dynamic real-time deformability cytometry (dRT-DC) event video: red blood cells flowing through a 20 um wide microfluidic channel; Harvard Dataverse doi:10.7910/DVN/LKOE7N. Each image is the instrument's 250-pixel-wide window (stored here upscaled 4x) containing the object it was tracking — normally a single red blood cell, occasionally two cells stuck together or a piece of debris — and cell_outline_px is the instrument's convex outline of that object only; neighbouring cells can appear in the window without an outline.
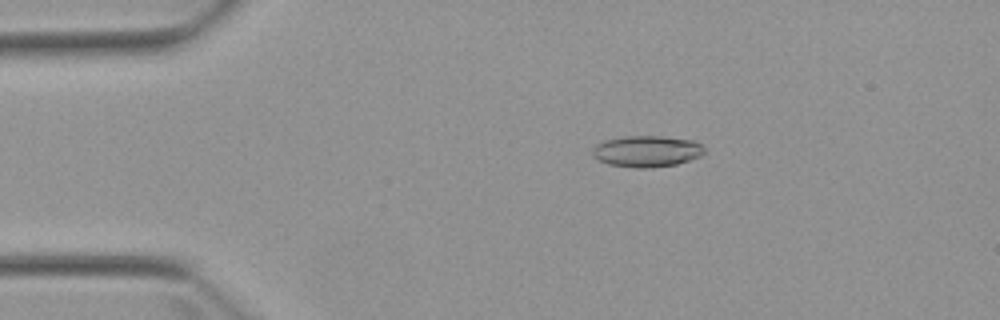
{"species": "Egyptian fruit bat (a non-hibernating species)", "species_latin": "Rousettus aegyptiacus", "temperature_condition": "warm", "stored_images_in_passage": 5, "camera_frame_rate_fps": 3000, "um_per_image_px": 0.085, "animal": {"sex": "female"}, "frame": {"image": 1, "passage_image": 3, "time_ms": 2.333, "image_size_px": [1000, 320], "cell_outline_px": [[704, 152], [700, 156], [676, 164], [652, 168], [636, 168], [608, 164], [592, 156], [592, 148], [596, 144], [604, 140], [624, 136], [664, 136], [696, 140], [704, 148]], "centroid_in_image_um": [54.97, 12.85], "position_along_channel_um": 30.0, "area_um2": 20.58}}
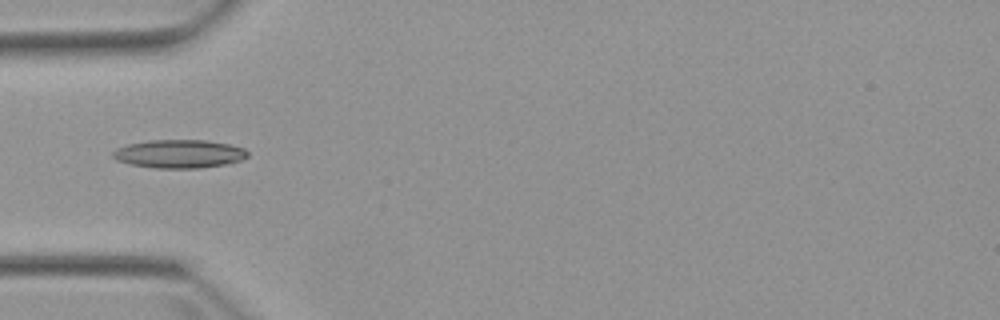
{"frame": {"image": 2, "passage_image": 5, "time_ms": 4.667, "image_size_px": [1000, 320], "cell_outline_px": [[248, 156], [240, 160], [224, 164], [196, 168], [156, 168], [132, 164], [116, 160], [112, 156], [112, 152], [116, 148], [128, 144], [148, 140], [208, 140], [228, 144], [244, 148], [248, 152]], "centroid_in_image_um": [15.21, 13.06], "position_along_channel_um": 69.8, "area_um2": 22.14}}